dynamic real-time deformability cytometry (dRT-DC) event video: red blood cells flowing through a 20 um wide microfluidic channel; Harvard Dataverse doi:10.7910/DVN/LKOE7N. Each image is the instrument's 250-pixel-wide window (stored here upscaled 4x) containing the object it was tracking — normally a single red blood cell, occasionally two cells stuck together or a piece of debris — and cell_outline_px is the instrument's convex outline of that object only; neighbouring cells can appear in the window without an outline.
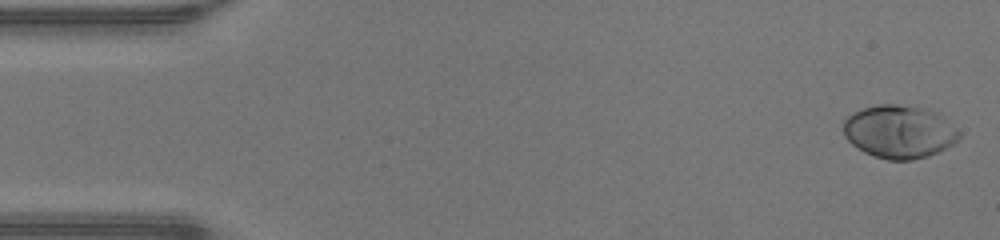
{"species": "human", "species_latin": "Homo sapiens", "temperature_condition": "warm", "stored_images_in_passage": 47, "camera_frame_rate_fps": 3000, "um_per_image_px": 0.085, "donor": {"sex": "male"}, "frame": {"image": 1, "passage_image": 1, "time_ms": 0.0, "image_size_px": [1000, 240], "cell_outline_px": [[960, 136], [952, 144], [928, 156], [908, 160], [888, 160], [864, 152], [852, 144], [844, 136], [844, 120], [852, 112], [860, 108], [880, 104], [896, 104], [928, 108], [940, 112], [960, 132]], "centroid_in_image_um": [76.44, 11.16], "position_along_channel_um": 8.6, "area_um2": 35.95}}
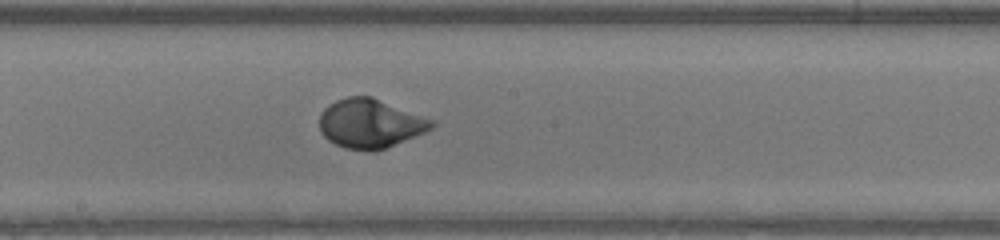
{"frame": {"image": 2, "passage_image": 25, "time_ms": 8.0, "image_size_px": [1000, 240], "cell_outline_px": [[436, 124], [432, 128], [424, 132], [384, 148], [344, 148], [328, 140], [320, 132], [320, 112], [328, 104], [336, 100], [348, 96], [372, 96], [436, 120]], "centroid_in_image_um": [31.46, 10.44], "position_along_channel_um": 216.7, "area_um2": 31.67}}
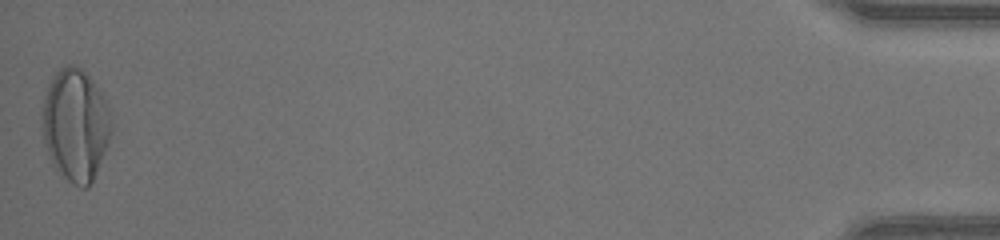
{"frame": {"image": 3, "passage_image": 47, "time_ms": 15.333, "image_size_px": [1000, 240], "cell_outline_px": [[112, 132], [104, 152], [92, 180], [88, 188], [80, 188], [72, 184], [52, 164], [44, 144], [40, 116], [48, 84], [56, 72], [60, 68], [68, 64], [72, 64], [80, 68], [92, 80], [104, 96], [108, 104], [112, 120]], "centroid_in_image_um": [6.41, 10.61], "position_along_channel_um": 428.8, "area_um2": 45.37}, "authors_computed_cell_mechanics": {"area_um2": 32.8304, "velocity_mm_per_s": 4.3213, "shape_relaxation_time_tau1_ms": 3.2125, "shape_relaxation_time_tau2_ms": null, "deformation_change_tau1": 0.2203, "deformation_change_tau2": null}}